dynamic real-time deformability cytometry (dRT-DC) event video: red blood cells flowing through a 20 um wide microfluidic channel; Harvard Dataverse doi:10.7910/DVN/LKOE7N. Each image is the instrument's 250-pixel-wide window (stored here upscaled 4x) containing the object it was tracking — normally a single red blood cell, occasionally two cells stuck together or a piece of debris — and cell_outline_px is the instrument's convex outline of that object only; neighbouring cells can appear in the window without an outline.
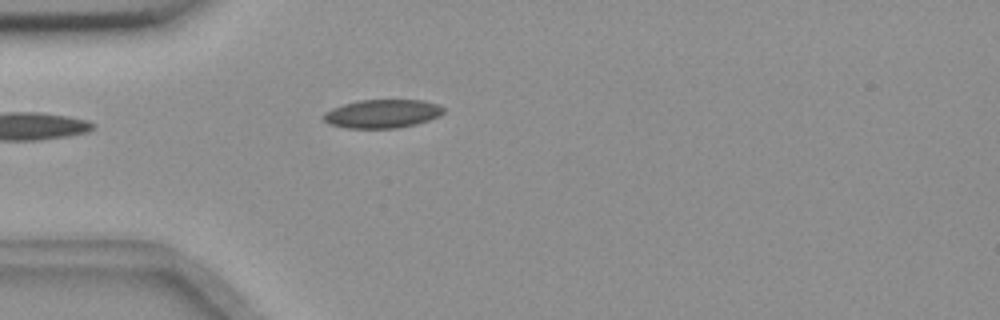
{"species": "common noctule bat (a hibernating species)", "species_latin": "Nyctalus noctula", "temperature_condition": "room temperature", "stored_images_in_passage": 9, "camera_frame_rate_fps": 3000, "um_per_image_px": 0.085, "animal": {"sex": "female", "body_mass_g": 18.4}, "frame": {"image": 1, "passage_image": 1, "time_ms": 0.0, "image_size_px": [1000, 320], "cell_outline_px": [[444, 112], [440, 116], [416, 124], [396, 128], [344, 128], [328, 124], [324, 120], [324, 112], [332, 108], [344, 104], [360, 100], [424, 100], [436, 104], [444, 108]], "centroid_in_image_um": [32.49, 9.67], "position_along_channel_um": 52.5, "area_um2": 19.94}}
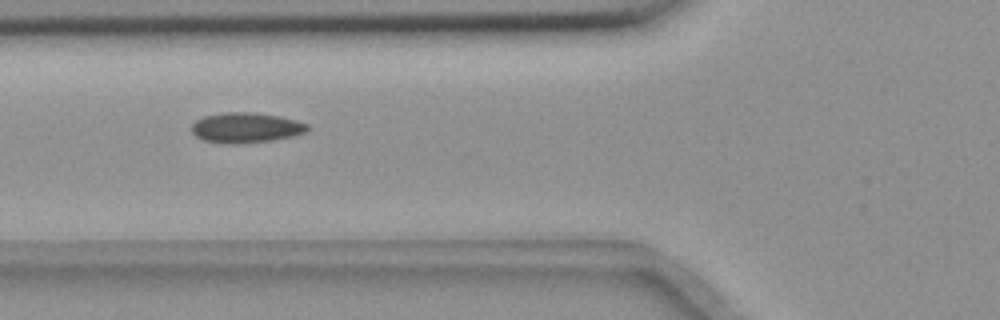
{"frame": {"image": 2, "passage_image": 6, "time_ms": 1.667, "image_size_px": [1000, 320], "cell_outline_px": [[308, 132], [292, 136], [272, 140], [240, 144], [224, 144], [204, 140], [196, 136], [192, 132], [192, 124], [196, 120], [204, 116], [224, 112], [252, 112], [280, 116], [296, 120], [308, 124]], "centroid_in_image_um": [20.91, 10.85], "position_along_channel_um": 104.9, "area_um2": 20.52}}